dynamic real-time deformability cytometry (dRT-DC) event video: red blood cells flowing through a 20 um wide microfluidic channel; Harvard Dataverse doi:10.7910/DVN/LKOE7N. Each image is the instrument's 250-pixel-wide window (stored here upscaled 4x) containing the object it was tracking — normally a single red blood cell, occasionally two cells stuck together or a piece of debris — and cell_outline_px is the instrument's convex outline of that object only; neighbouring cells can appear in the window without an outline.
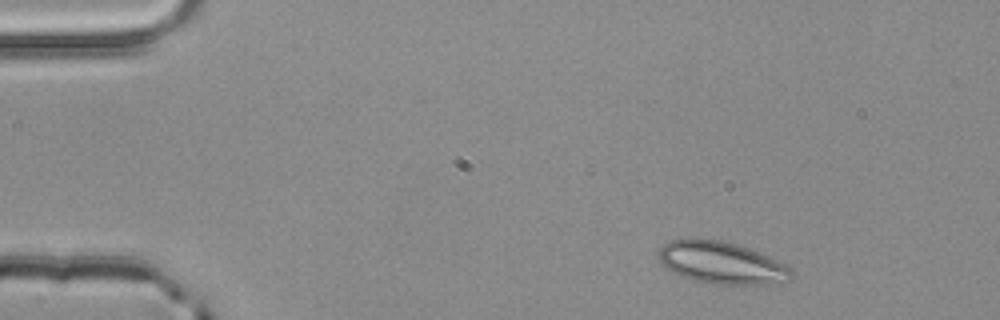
{"species": "common noctule bat (a hibernating species)", "species_latin": "Nyctalus noctula", "temperature_condition": "room temperature", "stored_images_in_passage": 3, "camera_frame_rate_fps": 3000, "um_per_image_px": 0.085, "animal": {"sex": "male", "body_mass_g": 20.4}, "frame": {"image": 1, "passage_image": 1, "time_ms": 0.0, "image_size_px": [1000, 320], "cell_outline_px": [[792, 280], [768, 284], [712, 284], [692, 280], [672, 272], [664, 268], [660, 264], [656, 252], [664, 244], [672, 240], [720, 240], [736, 244], [760, 252], [792, 268]], "centroid_in_image_um": [61.31, 22.36], "position_along_channel_um": 23.7, "area_um2": 32.54}}